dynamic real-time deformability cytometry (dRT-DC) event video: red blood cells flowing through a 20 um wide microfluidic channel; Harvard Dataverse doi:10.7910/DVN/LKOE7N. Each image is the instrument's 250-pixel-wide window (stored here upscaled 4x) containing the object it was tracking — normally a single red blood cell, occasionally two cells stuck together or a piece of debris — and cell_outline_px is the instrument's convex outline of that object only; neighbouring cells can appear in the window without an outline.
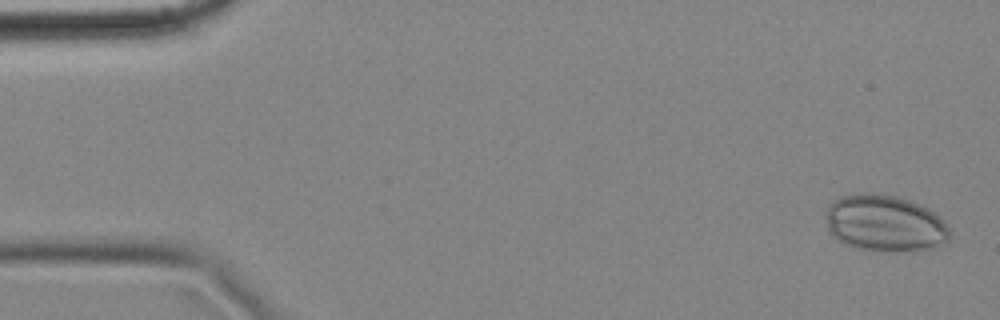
{"species": "common noctule bat (a hibernating species)", "species_latin": "Nyctalus noctula", "temperature_condition": "cold", "stored_images_in_passage": 4, "camera_frame_rate_fps": 3000, "um_per_image_px": 0.085, "animal": {"sex": "female", "body_mass_g": 18.4}, "frame": {"image": 1, "passage_image": 1, "time_ms": 0.0, "image_size_px": [1000, 320], "cell_outline_px": [[948, 240], [944, 244], [936, 248], [912, 252], [860, 248], [844, 244], [836, 240], [828, 232], [824, 216], [828, 208], [840, 196], [852, 192], [892, 196], [908, 200], [928, 208], [944, 220], [948, 228]], "centroid_in_image_um": [75.2, 19.0], "position_along_channel_um": 9.8, "area_um2": 40.92}}